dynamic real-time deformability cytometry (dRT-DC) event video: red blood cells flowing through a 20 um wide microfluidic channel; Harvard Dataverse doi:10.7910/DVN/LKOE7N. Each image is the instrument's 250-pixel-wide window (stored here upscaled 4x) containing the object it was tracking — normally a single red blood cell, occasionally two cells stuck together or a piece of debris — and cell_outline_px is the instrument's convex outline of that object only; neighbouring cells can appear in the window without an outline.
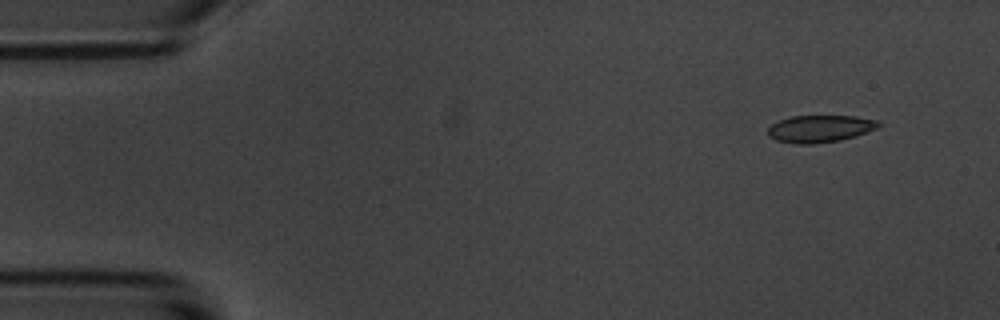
{"species": "common noctule bat (a hibernating species)", "species_latin": "Nyctalus noctula", "temperature_condition": "room temperature", "stored_images_in_passage": 5, "camera_frame_rate_fps": 3000, "um_per_image_px": 0.085, "animal": {"sex": "male", "body_mass_g": 20.1, "forearm_length_mm": 53.5}, "frame": {"image": 1, "passage_image": 2, "time_ms": 1.333, "image_size_px": [1000, 320], "cell_outline_px": [[880, 124], [876, 128], [840, 140], [812, 144], [796, 144], [776, 140], [768, 136], [768, 128], [772, 124], [780, 120], [792, 116], [856, 116], [880, 120]], "centroid_in_image_um": [69.67, 10.93], "position_along_channel_um": 15.3, "area_um2": 17.34}}
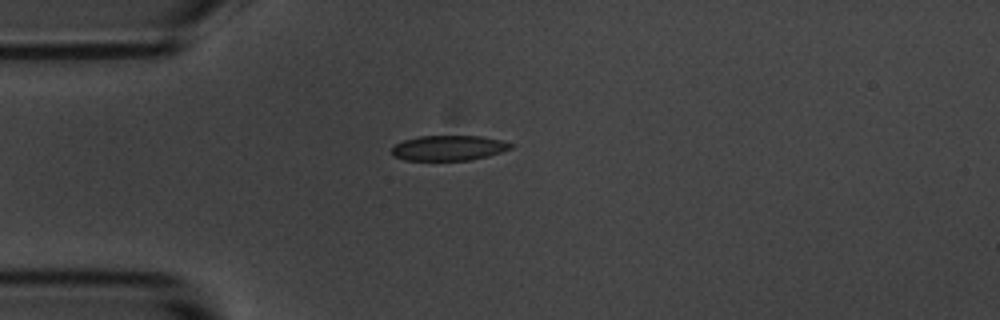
{"frame": {"image": 2, "passage_image": 5, "time_ms": 4.667, "image_size_px": [1000, 320], "cell_outline_px": [[516, 144], [512, 148], [488, 156], [468, 160], [404, 160], [392, 156], [392, 148], [396, 144], [404, 140], [420, 136], [480, 136], [504, 140]], "centroid_in_image_um": [38.17, 12.57], "position_along_channel_um": 46.8, "area_um2": 17.51}}